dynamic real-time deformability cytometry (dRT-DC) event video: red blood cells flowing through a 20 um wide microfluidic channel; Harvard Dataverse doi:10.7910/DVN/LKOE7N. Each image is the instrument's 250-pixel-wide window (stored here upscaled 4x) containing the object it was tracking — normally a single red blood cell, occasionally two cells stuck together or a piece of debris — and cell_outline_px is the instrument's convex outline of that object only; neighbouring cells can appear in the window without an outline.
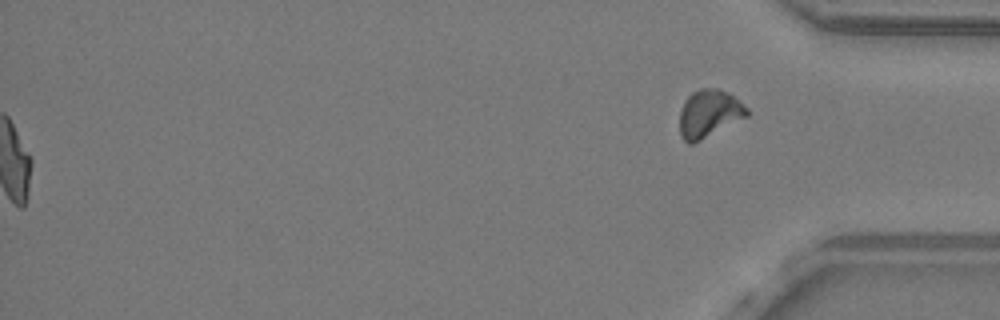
{"species": "common noctule bat (a hibernating species)", "species_latin": "Nyctalus noctula", "temperature_condition": "warm", "stored_images_in_passage": 52, "segment_of_instrument_passage": [2, 2], "camera_frame_rate_fps": 3000, "um_per_image_px": 0.085, "animal": {"sex": "male", "body_mass_g": 19.2, "forearm_length_mm": 51.8}, "frame": {"image": 1, "passage_image": 52, "time_ms": 17.0, "image_size_px": [1000, 320], "cell_outline_px": [[748, 116], [692, 144], [688, 144], [680, 136], [680, 112], [684, 100], [692, 92], [700, 88], [716, 88], [728, 92], [748, 108]], "centroid_in_image_um": [60.25, 9.65], "position_along_channel_um": 374.9, "area_um2": 18.61}}